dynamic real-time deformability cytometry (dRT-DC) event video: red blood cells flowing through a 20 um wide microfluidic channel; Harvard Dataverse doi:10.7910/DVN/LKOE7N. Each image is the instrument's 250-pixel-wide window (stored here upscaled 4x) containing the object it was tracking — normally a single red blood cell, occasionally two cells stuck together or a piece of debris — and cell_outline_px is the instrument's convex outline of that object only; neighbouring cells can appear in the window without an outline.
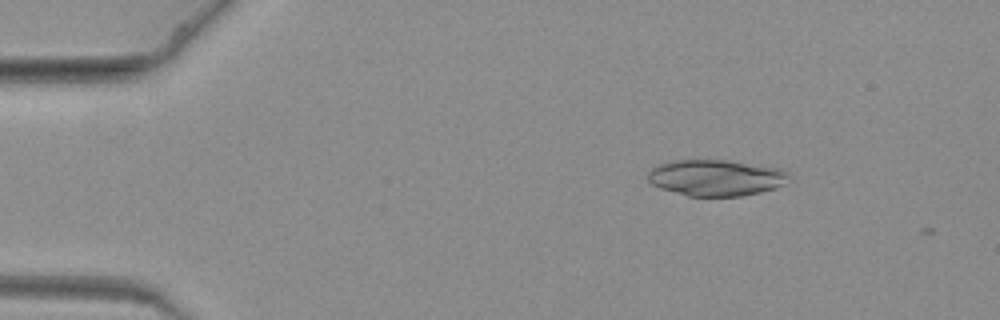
{"species": "common noctule bat (a hibernating species)", "species_latin": "Nyctalus noctula", "temperature_condition": "warm", "stored_images_in_passage": 4, "camera_frame_rate_fps": 3000, "um_per_image_px": 0.085, "animal": {"sex": "female", "body_mass_g": 19.3, "forearm_length_mm": 54.1}, "frame": {"image": 1, "passage_image": 2, "time_ms": 0.333, "image_size_px": [1000, 320], "cell_outline_px": [[788, 176], [776, 188], [760, 192], [740, 196], [688, 196], [660, 188], [652, 184], [648, 180], [648, 172], [652, 168], [660, 164], [672, 160], [728, 160], [780, 168]], "centroid_in_image_um": [60.79, 15.1], "position_along_channel_um": 24.2, "area_um2": 29.42}}